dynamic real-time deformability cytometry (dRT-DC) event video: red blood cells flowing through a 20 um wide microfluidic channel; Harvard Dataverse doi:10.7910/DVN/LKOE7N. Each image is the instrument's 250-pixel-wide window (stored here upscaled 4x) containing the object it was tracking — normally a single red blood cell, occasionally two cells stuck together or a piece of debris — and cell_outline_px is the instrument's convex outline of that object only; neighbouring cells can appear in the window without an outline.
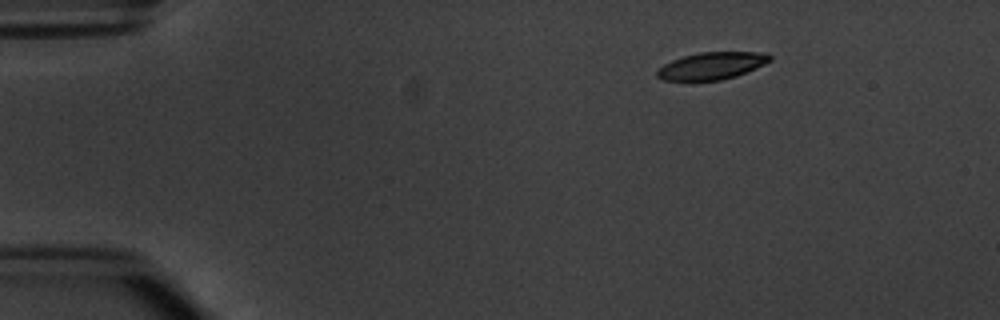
{"species": "common noctule bat (a hibernating species)", "species_latin": "Nyctalus noctula", "temperature_condition": "warm", "stored_images_in_passage": 5, "camera_frame_rate_fps": 3000, "um_per_image_px": 0.085, "animal": {"sex": "male", "body_mass_g": 20.1, "forearm_length_mm": 53.5}, "frame": {"image": 1, "passage_image": 5, "time_ms": 5.667, "image_size_px": [1000, 320], "cell_outline_px": [[772, 60], [764, 64], [736, 76], [720, 80], [664, 80], [656, 76], [656, 72], [664, 64], [672, 60], [684, 56], [700, 52], [768, 52], [772, 56]], "centroid_in_image_um": [60.53, 5.58], "position_along_channel_um": 24.5, "area_um2": 17.74}}